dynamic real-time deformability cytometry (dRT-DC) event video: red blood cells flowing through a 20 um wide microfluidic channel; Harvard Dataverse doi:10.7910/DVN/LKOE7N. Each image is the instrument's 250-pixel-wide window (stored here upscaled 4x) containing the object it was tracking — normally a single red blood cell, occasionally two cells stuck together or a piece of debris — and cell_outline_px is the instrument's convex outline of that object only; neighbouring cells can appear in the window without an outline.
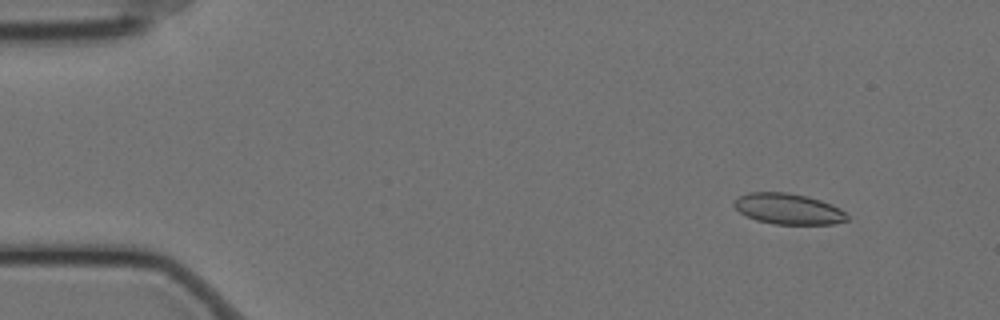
{"species": "Egyptian fruit bat (a non-hibernating species)", "species_latin": "Rousettus aegyptiacus", "temperature_condition": "cold", "stored_images_in_passage": 58, "camera_frame_rate_fps": 3000, "um_per_image_px": 0.085, "animal": {"sex": "female"}, "frame": {"image": 1, "passage_image": 6, "time_ms": 1.667, "image_size_px": [1000, 320], "cell_outline_px": [[848, 220], [832, 224], [772, 224], [756, 220], [740, 212], [732, 204], [740, 196], [748, 192], [788, 192], [808, 196], [820, 200], [840, 208], [848, 216]], "centroid_in_image_um": [67.0, 17.75], "position_along_channel_um": 18.0, "area_um2": 20.23}}
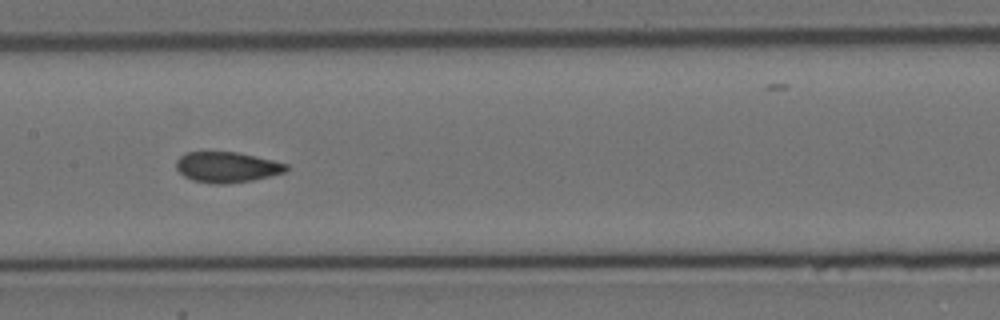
{"frame": {"image": 2, "passage_image": 29, "time_ms": 9.333, "image_size_px": [1000, 320], "cell_outline_px": [[288, 172], [252, 180], [224, 184], [216, 184], [192, 180], [184, 176], [176, 168], [176, 160], [184, 152], [236, 152], [272, 160], [288, 164]], "centroid_in_image_um": [19.29, 14.21], "position_along_channel_um": 188.1, "area_um2": 19.59}}
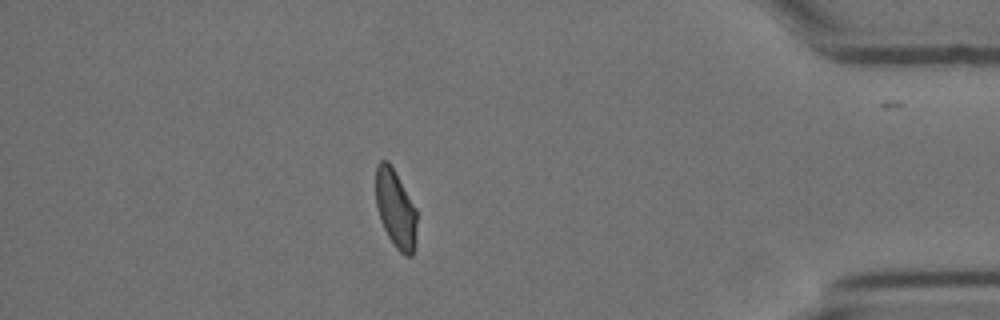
{"frame": {"image": 3, "passage_image": 51, "time_ms": 16.667, "image_size_px": [1000, 320], "cell_outline_px": [[416, 244], [412, 256], [404, 256], [396, 248], [388, 236], [380, 220], [376, 204], [376, 164], [380, 160], [388, 160], [416, 208]], "centroid_in_image_um": [33.62, 17.77], "position_along_channel_um": 401.6, "area_um2": 18.73}, "authors_computed_cell_mechanics": {"area_um2": 19.9699, "velocity_mm_per_s": 3.4643, "shape_relaxation_time_tau1_ms": 8.4446, "shape_relaxation_time_tau2_ms": 1.3337, "deformation_change_tau1": 0.1579, "deformation_change_tau2": 0.045}}